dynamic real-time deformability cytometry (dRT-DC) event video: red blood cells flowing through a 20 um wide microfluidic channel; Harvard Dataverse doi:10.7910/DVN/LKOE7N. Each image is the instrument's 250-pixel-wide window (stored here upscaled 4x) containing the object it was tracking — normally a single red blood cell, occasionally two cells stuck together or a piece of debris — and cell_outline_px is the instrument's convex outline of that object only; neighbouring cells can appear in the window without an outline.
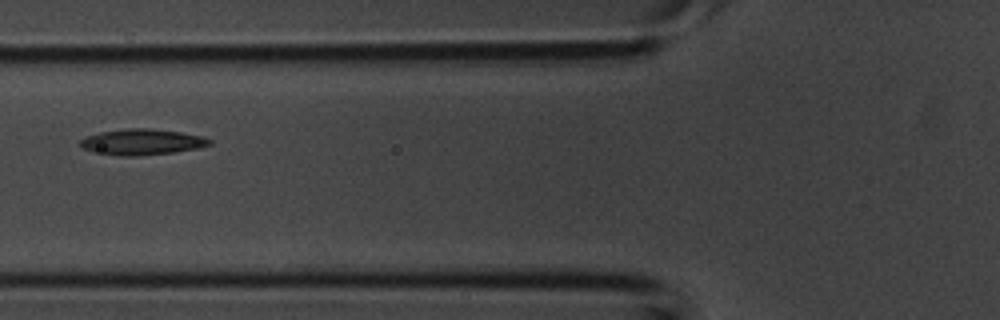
{"species": "common noctule bat (a hibernating species)", "species_latin": "Nyctalus noctula", "temperature_condition": "room temperature", "stored_images_in_passage": 4, "camera_frame_rate_fps": 3000, "um_per_image_px": 0.085, "animal": {"sex": "male", "body_mass_g": 20.1, "forearm_length_mm": 53.5}, "frame": {"image": 1, "passage_image": 4, "time_ms": 1.0, "image_size_px": [1000, 320], "cell_outline_px": [[212, 144], [196, 148], [172, 152], [140, 156], [120, 156], [92, 152], [84, 148], [80, 144], [80, 140], [84, 136], [100, 132], [128, 128], [148, 128], [180, 132], [204, 136], [212, 140]], "centroid_in_image_um": [12.05, 12.06], "position_along_channel_um": 113.8, "area_um2": 19.54}}